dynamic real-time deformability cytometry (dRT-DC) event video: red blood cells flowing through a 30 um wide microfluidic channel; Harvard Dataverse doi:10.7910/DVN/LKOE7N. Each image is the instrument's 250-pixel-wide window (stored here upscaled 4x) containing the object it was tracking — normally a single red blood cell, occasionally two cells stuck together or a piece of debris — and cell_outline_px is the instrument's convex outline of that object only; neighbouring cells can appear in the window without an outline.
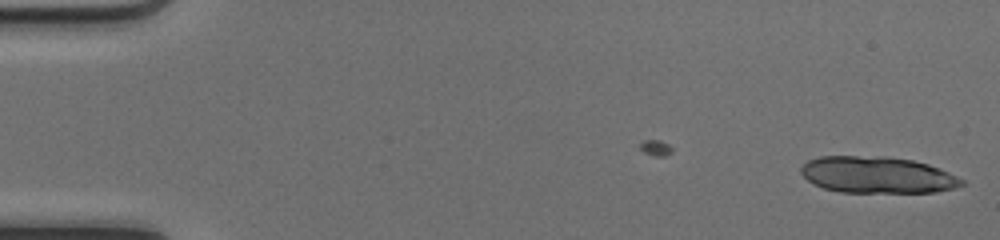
{"species": "common noctule bat (a hibernating species)", "species_latin": "Nyctalus noctula", "temperature_condition": "cold", "stored_images_in_passage": 8, "camera_frame_rate_fps": 3000, "um_per_image_px": 0.085, "animal": {"sex": "female", "body_mass_g": 17.0, "forearm_length_mm": 48.0}, "frame": {"image": 1, "passage_image": 8, "time_ms": 2.333, "image_size_px": [1000, 240], "cell_outline_px": [[964, 184], [952, 188], [936, 192], [840, 192], [824, 188], [808, 180], [800, 172], [800, 168], [808, 160], [820, 156], [884, 156], [912, 160], [928, 164], [940, 168], [964, 180]], "centroid_in_image_um": [74.56, 14.86], "position_along_channel_um": 10.4, "area_um2": 34.1}}